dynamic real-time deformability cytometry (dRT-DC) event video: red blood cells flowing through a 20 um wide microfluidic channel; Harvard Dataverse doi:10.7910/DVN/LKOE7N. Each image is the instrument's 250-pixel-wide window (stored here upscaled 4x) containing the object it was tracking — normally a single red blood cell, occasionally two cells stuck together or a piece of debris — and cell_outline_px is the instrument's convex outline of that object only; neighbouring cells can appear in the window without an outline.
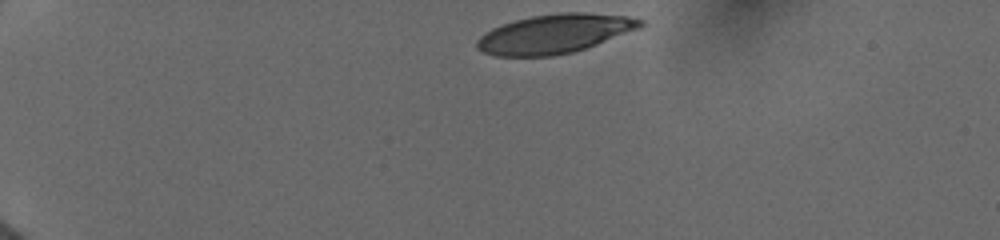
{"species": "human", "species_latin": "Homo sapiens", "temperature_condition": "cold", "stored_images_in_passage": 15, "camera_frame_rate_fps": 3000, "um_per_image_px": 0.085, "donor": {"sex": "female"}, "frame": {"image": 1, "passage_image": 1, "time_ms": 0.0, "image_size_px": [1000, 240], "cell_outline_px": [[644, 24], [640, 28], [596, 44], [572, 52], [552, 56], [496, 56], [484, 52], [476, 48], [476, 40], [484, 32], [492, 28], [516, 20], [532, 16], [560, 12], [584, 12], [628, 16], [644, 20]], "centroid_in_image_um": [47.13, 2.86], "position_along_channel_um": 37.9, "area_um2": 37.05}}